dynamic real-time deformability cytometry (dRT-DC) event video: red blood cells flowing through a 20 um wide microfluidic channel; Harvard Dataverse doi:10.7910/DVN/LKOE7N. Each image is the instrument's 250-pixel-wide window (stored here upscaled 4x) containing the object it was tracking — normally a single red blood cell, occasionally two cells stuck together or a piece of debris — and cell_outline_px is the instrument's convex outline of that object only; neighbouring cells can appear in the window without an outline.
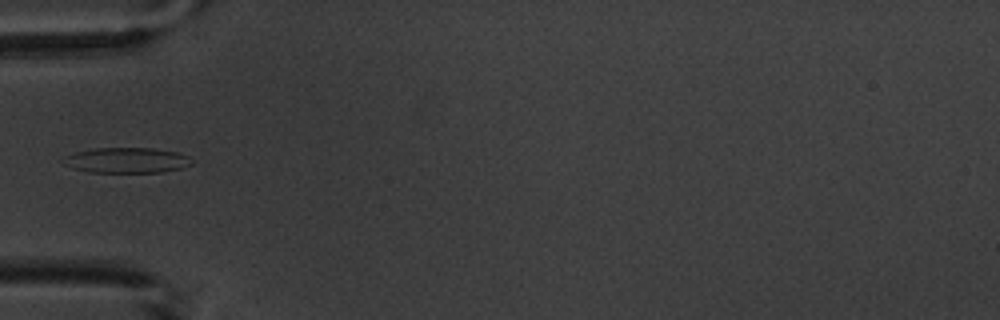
{"species": "common noctule bat (a hibernating species)", "species_latin": "Nyctalus noctula", "temperature_condition": "warm", "stored_images_in_passage": 7, "camera_frame_rate_fps": 3000, "um_per_image_px": 0.085, "animal": {"sex": "male", "body_mass_g": 20.1, "forearm_length_mm": 53.5}, "frame": {"image": 1, "passage_image": 6, "time_ms": 6.0, "image_size_px": [1000, 320], "cell_outline_px": [[192, 164], [180, 168], [160, 172], [88, 172], [72, 168], [64, 156], [76, 152], [96, 148], [152, 148], [176, 152], [188, 156], [192, 160]], "centroid_in_image_um": [10.82, 13.62], "position_along_channel_um": 74.2, "area_um2": 18.61}}
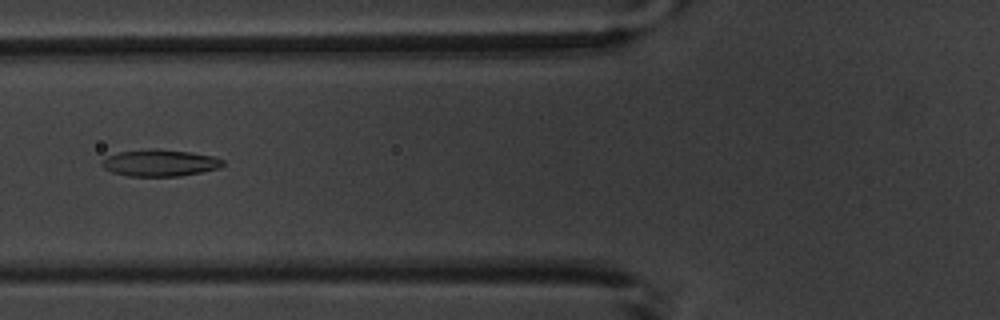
{"frame": {"image": 2, "passage_image": 7, "time_ms": 7.0, "image_size_px": [1000, 320], "cell_outline_px": [[224, 164], [220, 168], [180, 176], [128, 176], [112, 172], [104, 168], [100, 164], [108, 156], [120, 152], [148, 148], [152, 148], [192, 152], [212, 156], [224, 160]], "centroid_in_image_um": [13.6, 13.84], "position_along_channel_um": 112.2, "area_um2": 18.84}}